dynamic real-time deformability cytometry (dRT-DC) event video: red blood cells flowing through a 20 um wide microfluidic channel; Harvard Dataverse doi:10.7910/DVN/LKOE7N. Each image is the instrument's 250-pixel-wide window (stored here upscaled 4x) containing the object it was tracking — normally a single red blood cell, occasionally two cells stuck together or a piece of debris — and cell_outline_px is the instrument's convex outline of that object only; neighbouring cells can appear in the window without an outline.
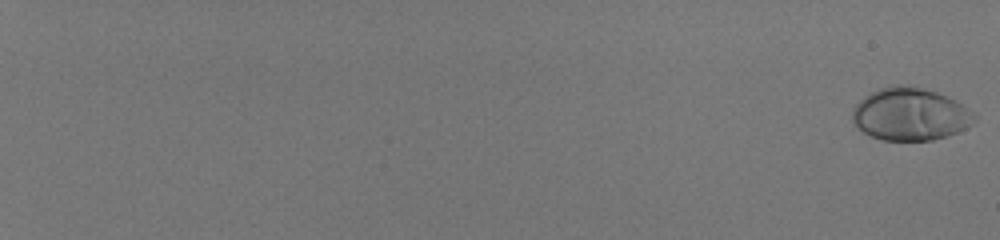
{"species": "human", "species_latin": "Homo sapiens", "temperature_condition": "room temperature", "stored_images_in_passage": 59, "camera_frame_rate_fps": 3000, "um_per_image_px": 0.085, "donor": {"sex": "male"}, "frame": {"image": 1, "passage_image": 1, "time_ms": 0.0, "image_size_px": [1000, 240], "cell_outline_px": [[976, 120], [972, 124], [948, 136], [932, 140], [884, 140], [872, 136], [864, 132], [852, 120], [852, 108], [864, 96], [880, 88], [896, 84], [900, 84], [924, 88], [936, 92], [968, 108], [976, 116]], "centroid_in_image_um": [77.35, 9.7], "position_along_channel_um": 7.7, "area_um2": 37.05}}
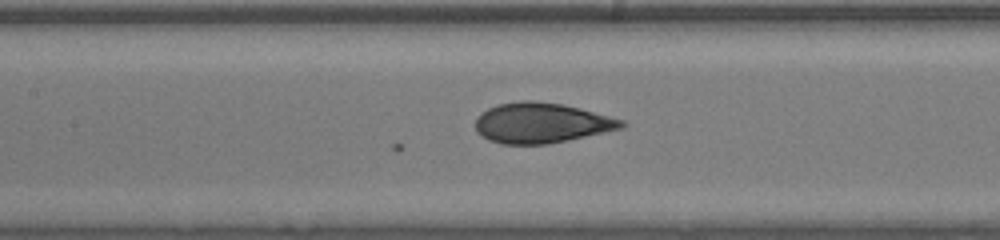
{"frame": {"image": 2, "passage_image": 35, "time_ms": 11.333, "image_size_px": [1000, 240], "cell_outline_px": [[628, 124], [624, 128], [548, 144], [500, 144], [488, 140], [480, 136], [476, 132], [476, 116], [480, 112], [488, 108], [500, 104], [520, 100], [532, 100], [564, 104], [580, 108], [624, 120]], "centroid_in_image_um": [46.0, 10.45], "position_along_channel_um": 161.4, "area_um2": 34.56}}
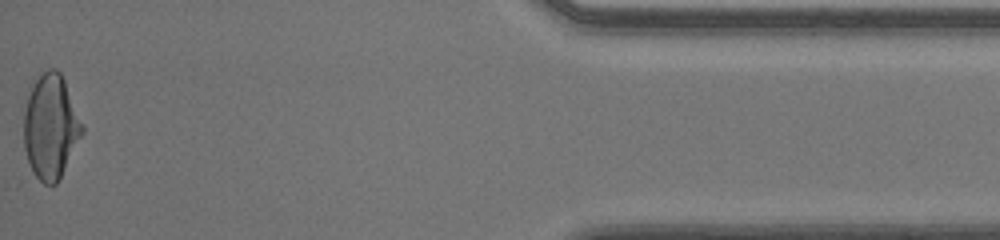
{"frame": {"image": 3, "passage_image": 59, "time_ms": 19.333, "image_size_px": [1000, 240], "cell_outline_px": [[84, 132], [56, 184], [20, 184], [20, 180], [24, 112], [28, 96], [36, 80], [48, 68], [56, 68], [60, 72], [64, 80], [84, 128]], "centroid_in_image_um": [4.15, 11.06], "position_along_channel_um": 431.1, "area_um2": 37.92}, "authors_computed_cell_mechanics": {"area_um2": 34.6222, "velocity_mm_per_s": 4.0439, "shape_relaxation_time_tau1_ms": 5.6867, "shape_relaxation_time_tau2_ms": null, "deformation_change_tau1": 0.2369, "deformation_change_tau2": null}}